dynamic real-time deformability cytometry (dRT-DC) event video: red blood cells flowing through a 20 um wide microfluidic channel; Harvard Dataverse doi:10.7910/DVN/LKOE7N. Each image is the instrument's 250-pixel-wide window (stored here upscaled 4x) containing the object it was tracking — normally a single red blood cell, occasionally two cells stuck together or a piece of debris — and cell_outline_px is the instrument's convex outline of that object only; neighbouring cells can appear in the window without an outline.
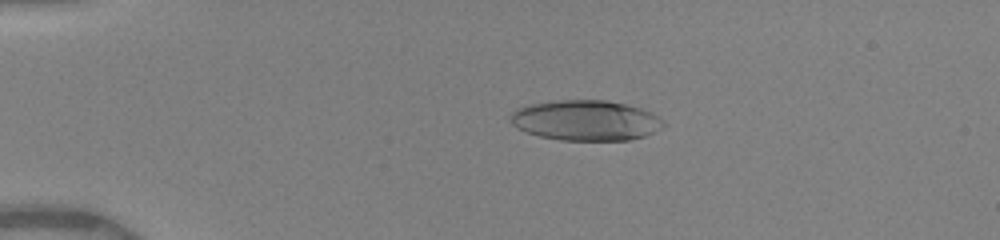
{"species": "human", "species_latin": "Homo sapiens", "temperature_condition": "warm", "stored_images_in_passage": 21, "camera_frame_rate_fps": 3000, "um_per_image_px": 0.085, "donor": {"sex": "female"}, "frame": {"image": 1, "passage_image": 7, "time_ms": 3.333, "image_size_px": [1000, 240], "cell_outline_px": [[664, 128], [644, 136], [628, 140], [560, 140], [540, 136], [524, 132], [516, 128], [508, 120], [508, 116], [516, 108], [524, 104], [556, 100], [608, 100], [640, 108], [652, 112], [664, 120]], "centroid_in_image_um": [49.74, 10.22], "position_along_channel_um": 35.3, "area_um2": 36.53}}
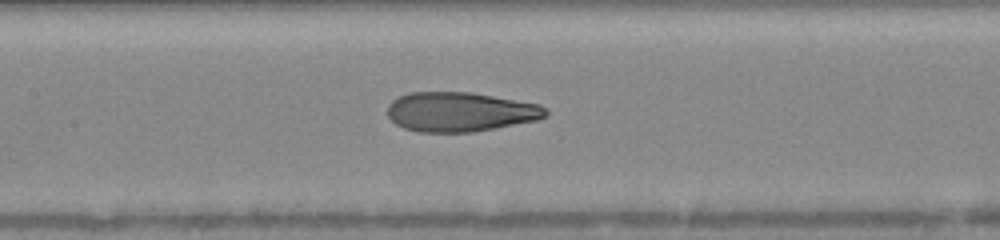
{"frame": {"image": 2, "passage_image": 15, "time_ms": 8.0, "image_size_px": [1000, 240], "cell_outline_px": [[548, 116], [536, 120], [472, 132], [416, 132], [404, 128], [396, 124], [388, 116], [388, 104], [392, 100], [408, 92], [472, 92], [540, 104], [548, 108]], "centroid_in_image_um": [39.12, 9.5], "position_along_channel_um": 168.3, "area_um2": 36.53}}
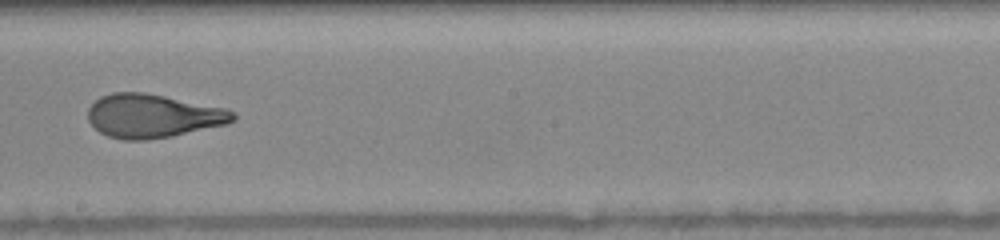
{"frame": {"image": 3, "passage_image": 18, "time_ms": 9.667, "image_size_px": [1000, 240], "cell_outline_px": [[236, 116], [228, 124], [172, 136], [144, 140], [124, 140], [108, 136], [100, 132], [88, 120], [88, 108], [100, 96], [112, 92], [144, 92], [228, 108], [236, 112]], "centroid_in_image_um": [13.01, 9.85], "position_along_channel_um": 235.2, "area_um2": 36.99}}